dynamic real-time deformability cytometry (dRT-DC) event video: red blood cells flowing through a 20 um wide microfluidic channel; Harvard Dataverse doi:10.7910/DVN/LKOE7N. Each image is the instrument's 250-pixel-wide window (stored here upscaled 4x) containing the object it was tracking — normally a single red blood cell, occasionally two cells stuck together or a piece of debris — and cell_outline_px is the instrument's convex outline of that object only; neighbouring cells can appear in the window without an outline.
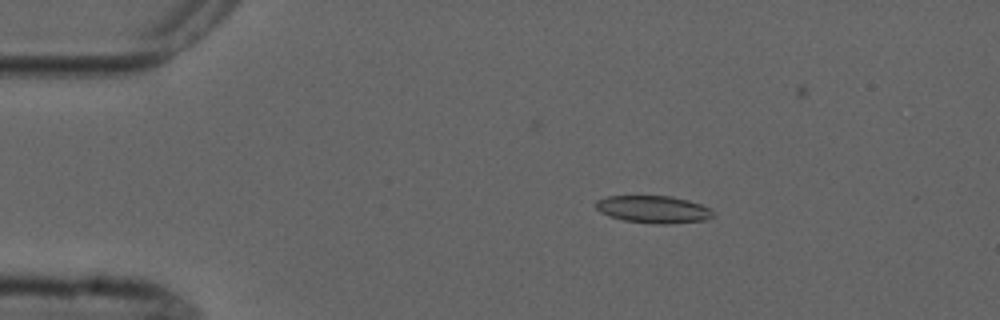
{"species": "common noctule bat (a hibernating species)", "species_latin": "Nyctalus noctula", "temperature_condition": "cold", "stored_images_in_passage": 5, "camera_frame_rate_fps": 3000, "um_per_image_px": 0.085, "animal": {"sex": "male", "forearm_length_mm": 52.5}, "frame": {"image": 1, "passage_image": 2, "time_ms": 1.333, "image_size_px": [1000, 320], "cell_outline_px": [[712, 216], [708, 220], [668, 224], [660, 224], [624, 220], [608, 216], [600, 212], [596, 208], [596, 200], [608, 196], [672, 196], [688, 200], [712, 208]], "centroid_in_image_um": [55.55, 17.79], "position_along_channel_um": 29.5, "area_um2": 18.73}}
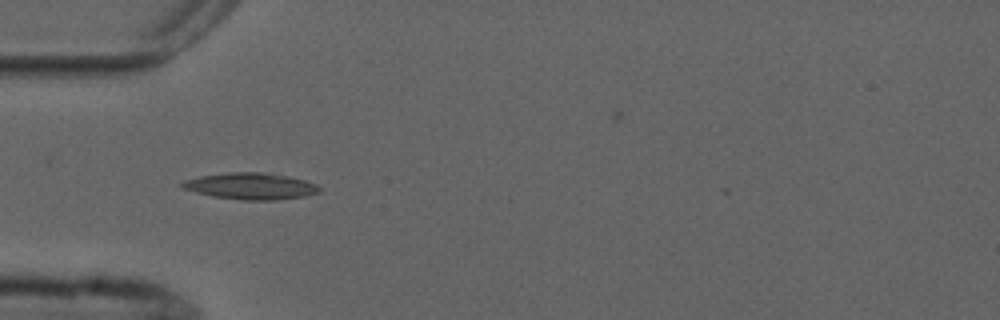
{"frame": {"image": 2, "passage_image": 4, "time_ms": 3.667, "image_size_px": [1000, 320], "cell_outline_px": [[320, 192], [304, 196], [276, 200], [240, 200], [212, 196], [196, 192], [184, 188], [180, 184], [184, 180], [200, 176], [228, 172], [264, 172], [288, 176], [304, 180], [316, 184], [320, 188]], "centroid_in_image_um": [21.32, 15.82], "position_along_channel_um": 63.7, "area_um2": 21.15}}
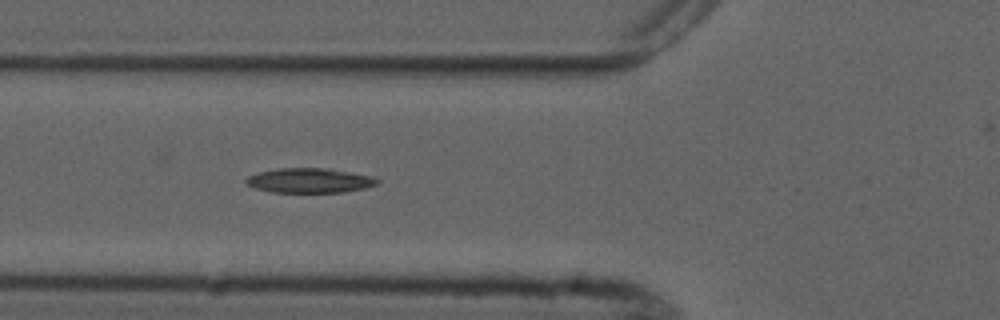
{"frame": {"image": 3, "passage_image": 5, "time_ms": 4.667, "image_size_px": [1000, 320], "cell_outline_px": [[380, 180], [376, 184], [364, 188], [344, 192], [272, 192], [256, 188], [244, 184], [244, 180], [248, 176], [260, 172], [276, 168], [324, 168], [348, 172], [368, 176]], "centroid_in_image_um": [26.23, 15.34], "position_along_channel_um": 99.6, "area_um2": 18.61}}